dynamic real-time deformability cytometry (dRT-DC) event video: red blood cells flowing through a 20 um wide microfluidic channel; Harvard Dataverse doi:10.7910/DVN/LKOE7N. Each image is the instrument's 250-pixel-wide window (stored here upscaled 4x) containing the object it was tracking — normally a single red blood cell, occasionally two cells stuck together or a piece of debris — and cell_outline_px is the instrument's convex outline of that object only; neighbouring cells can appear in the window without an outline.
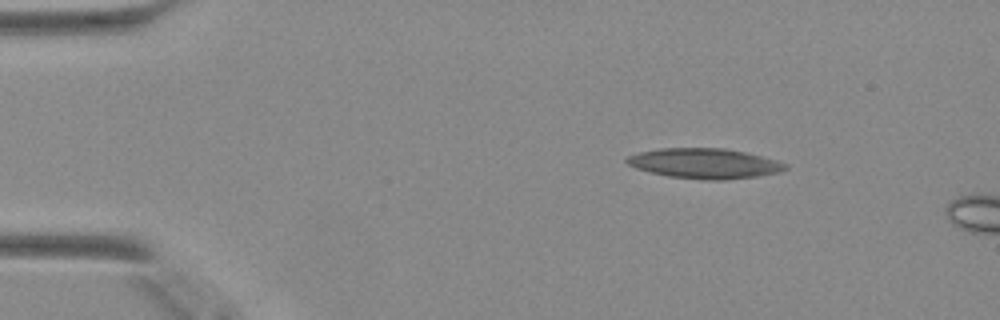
{"species": "Egyptian fruit bat (a non-hibernating species)", "species_latin": "Rousettus aegyptiacus", "temperature_condition": "warm", "stored_images_in_passage": 9, "camera_frame_rate_fps": 3000, "um_per_image_px": 0.085, "animal": {"sex": "female"}, "frame": {"image": 1, "passage_image": 6, "time_ms": 1.667, "image_size_px": [1000, 320], "cell_outline_px": [[788, 168], [780, 172], [756, 176], [724, 180], [704, 180], [668, 176], [636, 168], [628, 164], [624, 160], [628, 156], [640, 152], [660, 148], [724, 148], [744, 152], [760, 156], [788, 164]], "centroid_in_image_um": [59.88, 13.89], "position_along_channel_um": 25.1, "area_um2": 27.63}}